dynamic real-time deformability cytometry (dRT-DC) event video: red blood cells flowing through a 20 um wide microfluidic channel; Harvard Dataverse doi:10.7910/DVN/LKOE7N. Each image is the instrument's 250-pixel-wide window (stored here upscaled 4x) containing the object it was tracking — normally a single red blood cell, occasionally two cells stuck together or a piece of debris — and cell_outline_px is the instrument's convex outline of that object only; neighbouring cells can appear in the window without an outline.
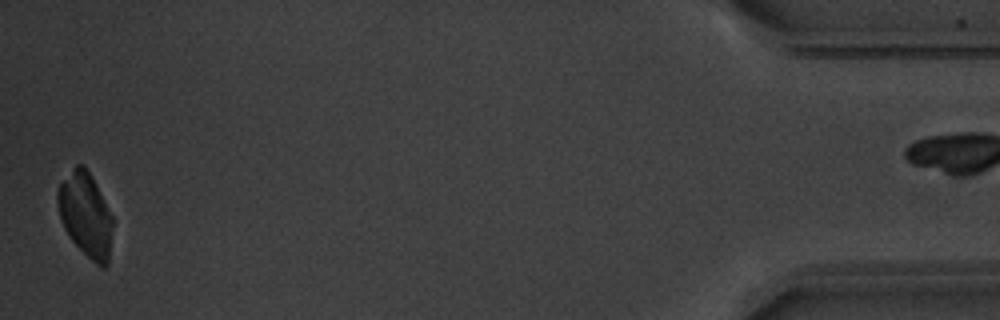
{"species": "common noctule bat (a hibernating species)", "species_latin": "Nyctalus noctula", "temperature_condition": "warm", "stored_images_in_passage": 37, "camera_frame_rate_fps": 3000, "um_per_image_px": 0.085, "animal": {"sex": "male", "body_mass_g": 20.1, "forearm_length_mm": 53.5}, "frame": {"image": 1, "passage_image": 36, "time_ms": 11.667, "image_size_px": [1000, 320], "cell_outline_px": [[112, 228], [108, 264], [104, 268], [100, 268], [72, 240], [64, 228], [60, 220], [56, 200], [56, 192], [60, 184], [76, 164], [84, 164], [112, 216]], "centroid_in_image_um": [7.25, 18.26], "position_along_channel_um": 427.9, "area_um2": 26.53}}